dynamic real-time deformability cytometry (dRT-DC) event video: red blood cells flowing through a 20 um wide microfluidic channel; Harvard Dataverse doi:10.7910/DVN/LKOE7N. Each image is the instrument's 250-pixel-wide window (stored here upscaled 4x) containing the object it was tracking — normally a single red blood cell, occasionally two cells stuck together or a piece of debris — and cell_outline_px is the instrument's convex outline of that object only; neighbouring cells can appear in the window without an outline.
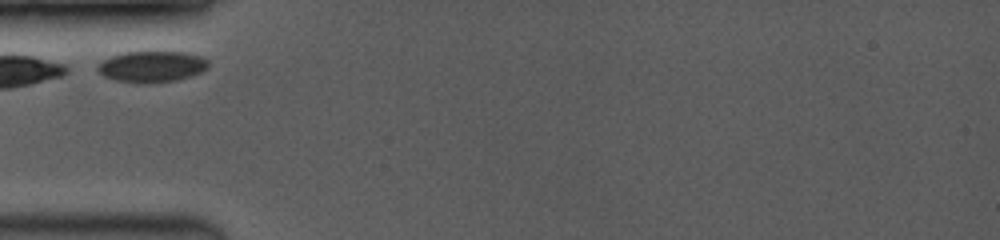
{"species": "common noctule bat (a hibernating species)", "species_latin": "Nyctalus noctula", "temperature_condition": "room temperature", "stored_images_in_passage": 26, "camera_frame_rate_fps": 3500, "um_per_image_px": 0.085, "animal": {"sex": "female", "body_mass_g": 19.0, "forearm_length_mm": 53.3}, "frame": {"image": 1, "passage_image": 1, "time_ms": 0.0, "image_size_px": [1000, 240], "cell_outline_px": [[208, 68], [192, 76], [176, 80], [116, 80], [104, 76], [96, 72], [96, 68], [104, 60], [112, 56], [124, 52], [184, 52], [200, 56], [208, 60]], "centroid_in_image_um": [12.93, 5.61], "position_along_channel_um": 72.1, "area_um2": 19.19}}